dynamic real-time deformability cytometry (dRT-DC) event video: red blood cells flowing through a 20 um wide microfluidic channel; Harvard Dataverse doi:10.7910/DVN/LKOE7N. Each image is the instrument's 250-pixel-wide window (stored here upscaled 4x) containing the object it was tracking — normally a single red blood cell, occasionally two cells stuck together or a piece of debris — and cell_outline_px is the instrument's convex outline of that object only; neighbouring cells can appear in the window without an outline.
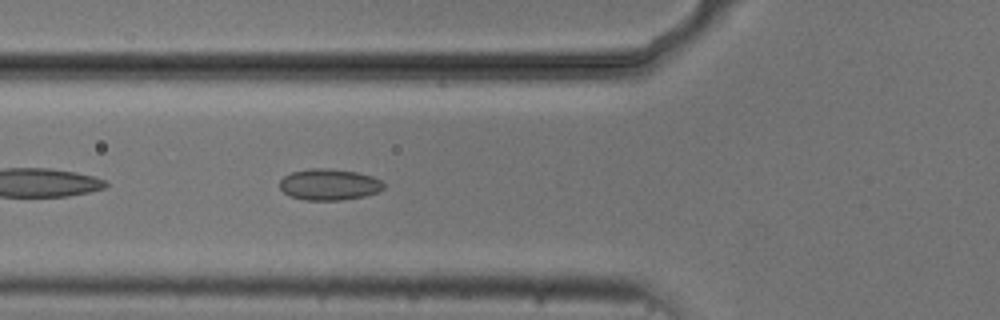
{"species": "common noctule bat (a hibernating species)", "species_latin": "Nyctalus noctula", "temperature_condition": "cold", "stored_images_in_passage": 6, "camera_frame_rate_fps": 3000, "um_per_image_px": 0.085, "animal": {"sex": "male", "body_mass_g": 20.5, "forearm_length_mm": 52.5}, "frame": {"image": 1, "passage_image": 6, "time_ms": 6.0, "image_size_px": [1000, 320], "cell_outline_px": [[384, 188], [376, 192], [364, 196], [344, 200], [304, 200], [288, 196], [280, 188], [280, 180], [284, 176], [292, 172], [308, 168], [328, 168], [356, 172], [372, 176], [380, 180], [384, 184]], "centroid_in_image_um": [27.95, 15.68], "position_along_channel_um": 97.9, "area_um2": 19.02}}